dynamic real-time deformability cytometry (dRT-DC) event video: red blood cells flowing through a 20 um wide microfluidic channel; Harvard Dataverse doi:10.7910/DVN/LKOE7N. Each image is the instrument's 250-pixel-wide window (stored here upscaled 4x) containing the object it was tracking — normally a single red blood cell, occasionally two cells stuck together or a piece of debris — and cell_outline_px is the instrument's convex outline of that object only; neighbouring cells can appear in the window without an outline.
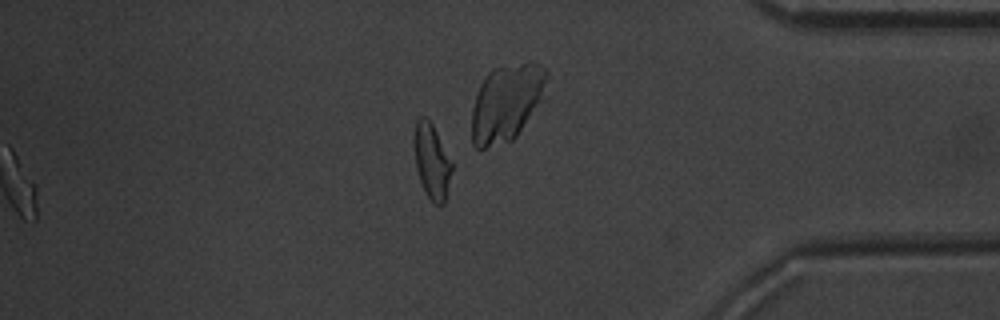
{"species": "common noctule bat (a hibernating species)", "species_latin": "Nyctalus noctula", "temperature_condition": "warm", "stored_images_in_passage": 41, "camera_frame_rate_fps": 3000, "um_per_image_px": 0.085, "animal": {"sex": "male", "body_mass_g": 20.1, "forearm_length_mm": 53.5}, "frame": {"image": 1, "passage_image": 41, "time_ms": 13.333, "image_size_px": [1000, 320], "cell_outline_px": [[452, 168], [444, 204], [436, 204], [428, 196], [420, 180], [416, 168], [412, 140], [416, 120], [420, 116], [424, 116], [432, 124], [452, 160]], "centroid_in_image_um": [36.68, 13.64], "position_along_channel_um": 398.5, "area_um2": 16.47}, "authors_computed_cell_mechanics": {"area_um2": 17.1666, "velocity_mm_per_s": 3.9631, "shape_relaxation_time_tau1_ms": 5.189, "shape_relaxation_time_tau2_ms": 1.4122, "deformation_change_tau1": 0.1669, "deformation_change_tau2": 0.0901}}